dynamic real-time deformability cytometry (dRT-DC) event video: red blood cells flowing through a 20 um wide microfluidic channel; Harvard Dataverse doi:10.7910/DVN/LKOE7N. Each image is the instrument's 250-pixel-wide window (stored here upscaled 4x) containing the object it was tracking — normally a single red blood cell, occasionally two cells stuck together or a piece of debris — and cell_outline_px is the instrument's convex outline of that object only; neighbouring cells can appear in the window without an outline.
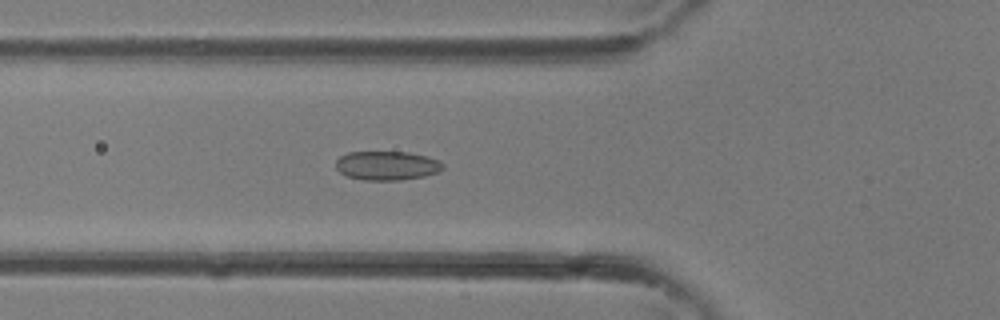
{"species": "common noctule bat (a hibernating species)", "species_latin": "Nyctalus noctula", "temperature_condition": "room temperature", "stored_images_in_passage": 35, "camera_frame_rate_fps": 3000, "um_per_image_px": 0.085, "animal": {"sex": "female"}, "frame": {"image": 1, "passage_image": 12, "time_ms": 3.667, "image_size_px": [1000, 320], "cell_outline_px": [[444, 168], [440, 172], [424, 176], [400, 180], [364, 180], [348, 176], [340, 172], [336, 168], [336, 160], [340, 156], [348, 152], [408, 152], [428, 156], [440, 160], [444, 164]], "centroid_in_image_um": [32.93, 14.07], "position_along_channel_um": 92.9, "area_um2": 18.26}}
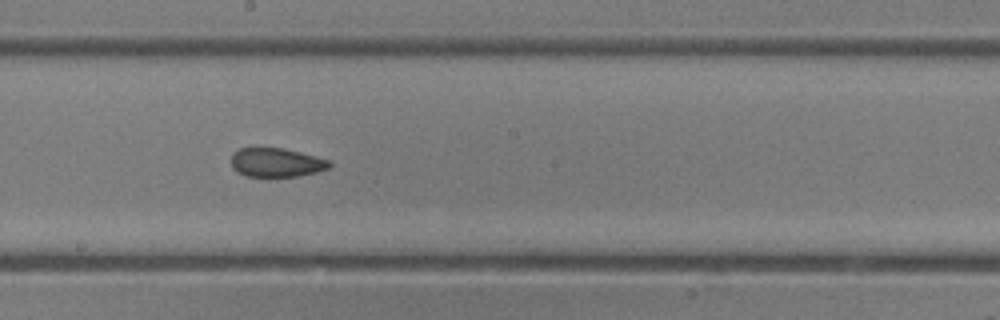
{"frame": {"image": 2, "passage_image": 19, "time_ms": 6.0, "image_size_px": [1000, 320], "cell_outline_px": [[332, 168], [316, 172], [296, 176], [244, 176], [236, 172], [232, 168], [232, 152], [240, 148], [284, 148], [316, 156], [328, 160], [332, 164]], "centroid_in_image_um": [23.49, 13.81], "position_along_channel_um": 224.7, "area_um2": 16.65}}
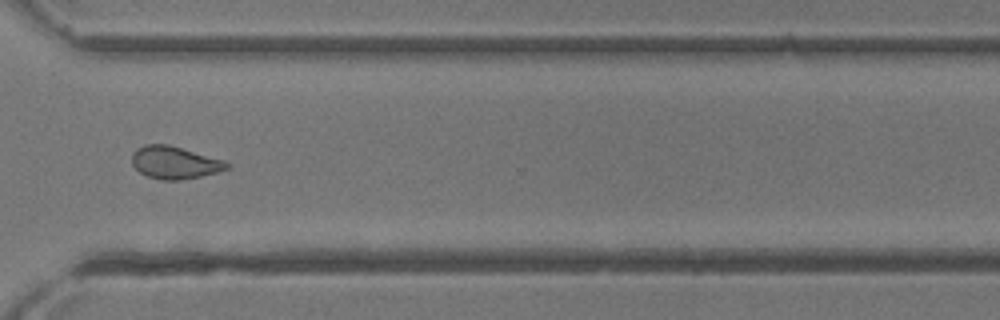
{"frame": {"image": 3, "passage_image": 26, "time_ms": 8.333, "image_size_px": [1000, 320], "cell_outline_px": [[228, 168], [216, 172], [200, 176], [180, 180], [160, 180], [148, 176], [140, 172], [132, 164], [132, 152], [136, 148], [144, 144], [168, 144], [224, 160], [228, 164]], "centroid_in_image_um": [14.8, 13.81], "position_along_channel_um": 355.8, "area_um2": 17.86}}